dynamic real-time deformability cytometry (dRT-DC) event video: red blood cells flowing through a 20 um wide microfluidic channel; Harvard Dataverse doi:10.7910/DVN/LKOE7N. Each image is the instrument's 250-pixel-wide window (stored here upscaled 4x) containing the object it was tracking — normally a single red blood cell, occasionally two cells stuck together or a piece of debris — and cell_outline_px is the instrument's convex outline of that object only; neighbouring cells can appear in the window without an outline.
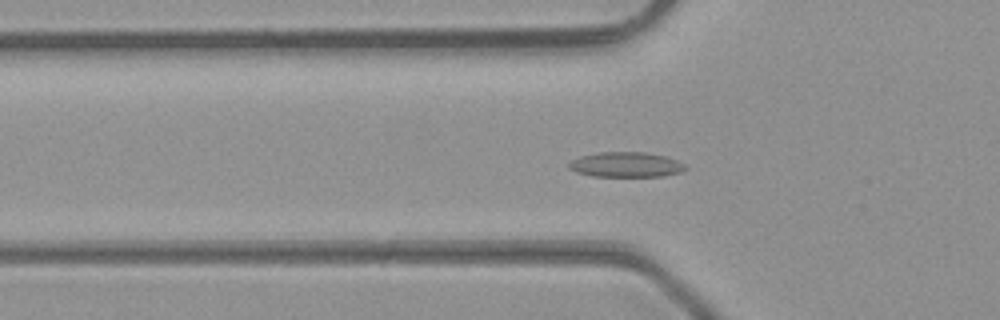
{"species": "common noctule bat (a hibernating species)", "species_latin": "Nyctalus noctula", "temperature_condition": "room temperature", "stored_images_in_passage": 48, "camera_frame_rate_fps": 3000, "um_per_image_px": 0.085, "animal": {"sex": "male", "body_mass_g": 23.1, "forearm_length_mm": 52.7}, "frame": {"image": 1, "passage_image": 16, "time_ms": 5.0, "image_size_px": [1000, 320], "cell_outline_px": [[688, 168], [684, 172], [664, 176], [592, 176], [576, 172], [568, 168], [568, 164], [572, 160], [580, 156], [600, 152], [644, 152], [668, 156], [684, 164]], "centroid_in_image_um": [53.24, 13.99], "position_along_channel_um": 72.6, "area_um2": 17.17}}
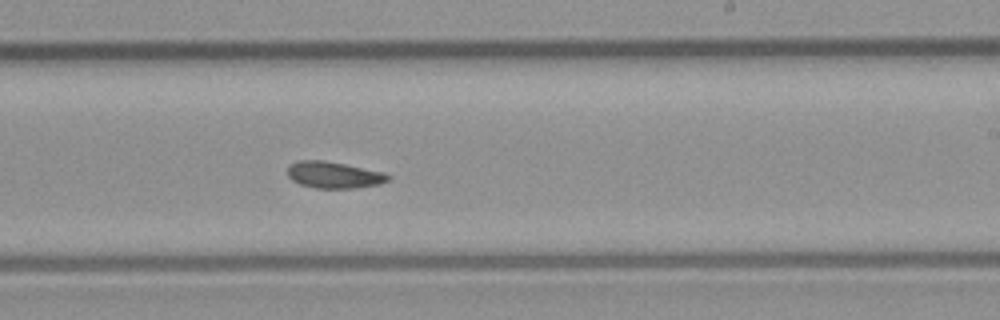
{"frame": {"image": 2, "passage_image": 29, "time_ms": 9.333, "image_size_px": [1000, 320], "cell_outline_px": [[392, 176], [388, 180], [380, 184], [356, 188], [316, 188], [300, 184], [292, 180], [288, 176], [288, 164], [300, 160], [324, 160], [384, 172]], "centroid_in_image_um": [28.38, 14.87], "position_along_channel_um": 260.6, "area_um2": 15.61}}
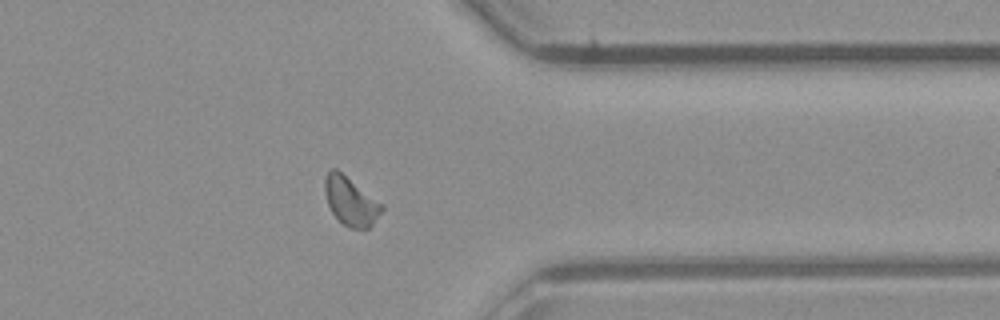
{"frame": {"image": 3, "passage_image": 38, "time_ms": 12.333, "image_size_px": [1000, 320], "cell_outline_px": [[384, 208], [372, 224], [368, 228], [348, 228], [332, 212], [328, 204], [324, 192], [324, 180], [328, 172], [332, 168], [336, 168], [384, 204]], "centroid_in_image_um": [29.81, 17.08], "position_along_channel_um": 381.6, "area_um2": 16.01}}